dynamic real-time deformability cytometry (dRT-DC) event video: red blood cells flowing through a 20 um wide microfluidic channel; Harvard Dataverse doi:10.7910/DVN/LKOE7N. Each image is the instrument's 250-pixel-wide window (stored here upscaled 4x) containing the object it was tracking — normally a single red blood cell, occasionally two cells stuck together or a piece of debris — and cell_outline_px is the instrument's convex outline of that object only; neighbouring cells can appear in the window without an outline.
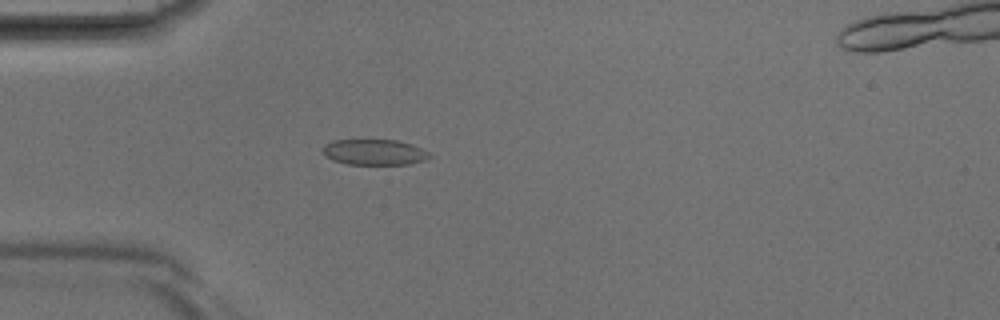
{"species": "Egyptian fruit bat (a non-hibernating species)", "species_latin": "Rousettus aegyptiacus", "temperature_condition": "room temperature", "stored_images_in_passage": 31, "segment_of_instrument_passage": [1, 2], "camera_frame_rate_fps": 3000, "um_per_image_px": 0.085, "animal": {"sex": "male"}, "frame": {"image": 1, "passage_image": 1, "time_ms": 0.0, "image_size_px": [1000, 320], "cell_outline_px": [[432, 156], [428, 160], [408, 164], [348, 164], [332, 160], [324, 156], [320, 148], [324, 144], [336, 140], [396, 140], [412, 144], [432, 152]], "centroid_in_image_um": [31.84, 12.93], "position_along_channel_um": 53.2, "area_um2": 16.3}}
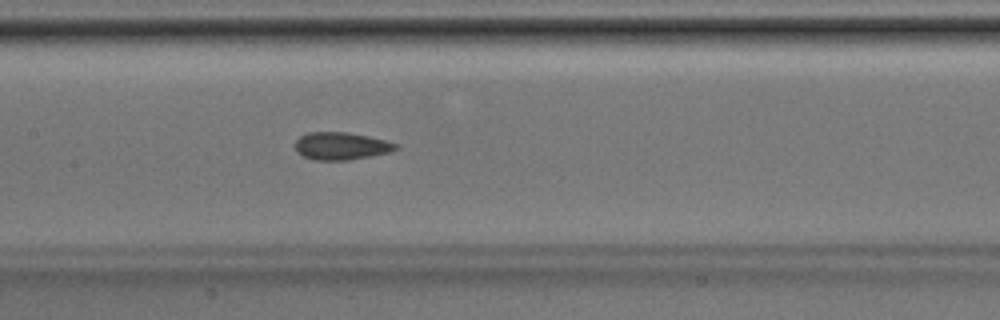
{"frame": {"image": 2, "passage_image": 9, "time_ms": 2.667, "image_size_px": [1000, 320], "cell_outline_px": [[400, 144], [396, 148], [388, 152], [348, 160], [312, 160], [296, 152], [296, 140], [300, 136], [308, 132], [348, 132], [368, 136]], "centroid_in_image_um": [28.96, 12.4], "position_along_channel_um": 178.4, "area_um2": 16.01}}
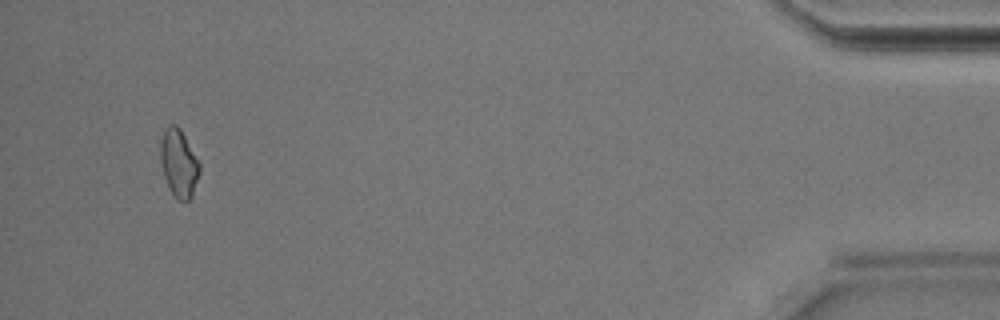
{"frame": {"image": 3, "passage_image": 28, "time_ms": 9.0, "image_size_px": [1000, 320], "cell_outline_px": [[200, 172], [192, 196], [188, 200], [176, 200], [168, 188], [164, 176], [160, 160], [160, 140], [164, 128], [168, 124], [176, 124], [180, 128], [200, 160]], "centroid_in_image_um": [15.2, 13.84], "position_along_channel_um": 420.0, "area_um2": 15.9}}